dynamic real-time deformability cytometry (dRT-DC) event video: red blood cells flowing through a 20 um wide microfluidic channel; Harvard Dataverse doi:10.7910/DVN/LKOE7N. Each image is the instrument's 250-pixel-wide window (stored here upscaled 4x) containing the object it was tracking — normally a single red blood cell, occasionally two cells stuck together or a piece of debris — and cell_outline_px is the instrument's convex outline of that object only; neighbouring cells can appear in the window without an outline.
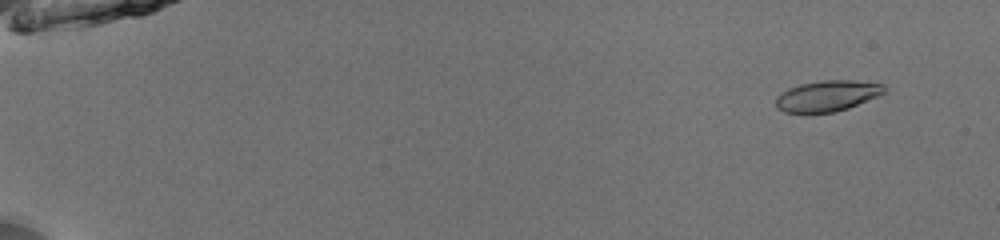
{"species": "common noctule bat (a hibernating species)", "species_latin": "Nyctalus noctula", "temperature_condition": "room temperature", "stored_images_in_passage": 53, "camera_frame_rate_fps": 3000, "um_per_image_px": 0.085, "animal": {"sex": "male", "body_mass_g": 13.0, "forearm_length_mm": 53.1}, "frame": {"image": 1, "passage_image": 5, "time_ms": 1.333, "image_size_px": [1000, 240], "cell_outline_px": [[884, 92], [876, 96], [848, 108], [836, 112], [784, 112], [776, 108], [776, 96], [788, 88], [800, 84], [824, 80], [852, 80], [884, 84]], "centroid_in_image_um": [70.28, 8.14], "position_along_channel_um": 14.7, "area_um2": 19.25}}
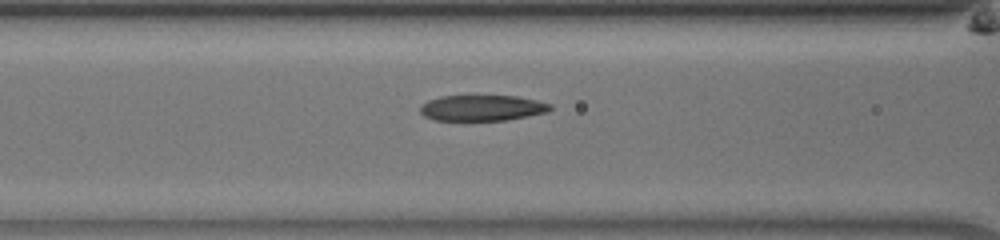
{"frame": {"image": 2, "passage_image": 25, "time_ms": 8.0, "image_size_px": [1000, 240], "cell_outline_px": [[552, 108], [548, 112], [508, 120], [436, 120], [424, 116], [420, 112], [420, 104], [428, 100], [440, 96], [516, 96], [536, 100], [552, 104]], "centroid_in_image_um": [40.98, 9.17], "position_along_channel_um": 125.6, "area_um2": 19.59}}
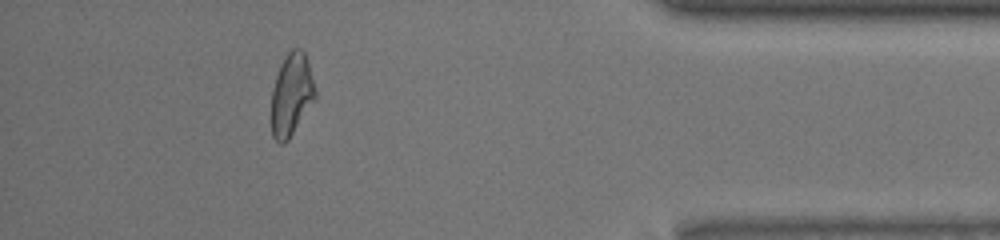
{"frame": {"image": 3, "passage_image": 49, "time_ms": 16.0, "image_size_px": [1000, 240], "cell_outline_px": [[316, 96], [288, 140], [284, 144], [280, 144], [272, 136], [272, 92], [276, 76], [280, 64], [284, 56], [292, 48], [300, 48], [304, 52], [308, 60], [316, 92]], "centroid_in_image_um": [24.77, 8.01], "position_along_channel_um": 410.4, "area_um2": 20.81}, "authors_computed_cell_mechanics": {"area_um2": 20.4034, "velocity_mm_per_s": 3.9686, "shape_relaxation_time_tau1_ms": 4.0213, "shape_relaxation_time_tau2_ms": 3.0025, "deformation_change_tau1": 0.1683, "deformation_change_tau2": 0.0842}}